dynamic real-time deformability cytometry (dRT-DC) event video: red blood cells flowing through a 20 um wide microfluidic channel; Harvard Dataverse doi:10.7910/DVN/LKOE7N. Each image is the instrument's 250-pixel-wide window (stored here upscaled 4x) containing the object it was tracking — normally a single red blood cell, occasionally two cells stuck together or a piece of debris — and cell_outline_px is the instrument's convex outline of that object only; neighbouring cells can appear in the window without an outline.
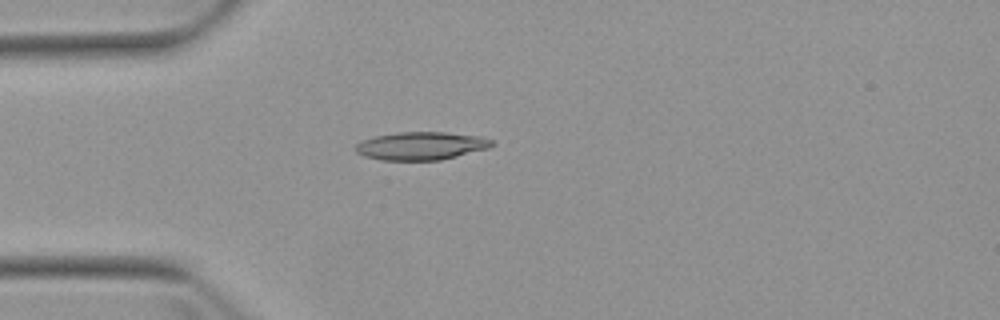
{"species": "Egyptian fruit bat (a non-hibernating species)", "species_latin": "Rousettus aegyptiacus", "temperature_condition": "warm", "stored_images_in_passage": 2, "camera_frame_rate_fps": 3000, "um_per_image_px": 0.085, "animal": {"sex": "female"}, "frame": {"image": 1, "passage_image": 2, "time_ms": 1.0, "image_size_px": [1000, 320], "cell_outline_px": [[496, 144], [488, 148], [440, 160], [380, 160], [364, 156], [356, 152], [356, 144], [364, 140], [376, 136], [400, 132], [444, 132], [480, 136], [492, 140]], "centroid_in_image_um": [35.81, 12.4], "position_along_channel_um": 49.2, "area_um2": 22.08}}